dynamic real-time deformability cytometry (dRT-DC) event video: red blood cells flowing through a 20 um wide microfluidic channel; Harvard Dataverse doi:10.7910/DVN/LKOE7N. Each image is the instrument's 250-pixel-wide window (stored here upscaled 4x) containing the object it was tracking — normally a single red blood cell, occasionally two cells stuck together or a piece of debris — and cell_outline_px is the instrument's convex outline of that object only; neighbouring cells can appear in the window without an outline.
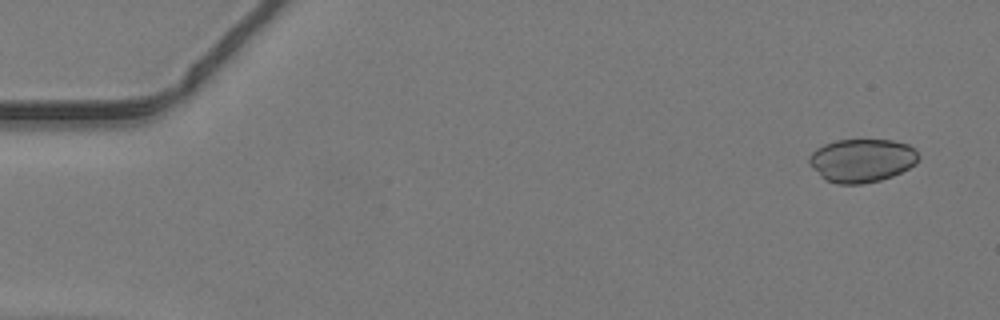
{"species": "common noctule bat (a hibernating species)", "species_latin": "Nyctalus noctula", "temperature_condition": "warm", "stored_images_in_passage": 47, "camera_frame_rate_fps": 3000, "um_per_image_px": 0.085, "animal": {"sex": "male", "body_mass_g": 19.2, "forearm_length_mm": 51.8}, "frame": {"image": 1, "passage_image": 2, "time_ms": 0.333, "image_size_px": [1000, 320], "cell_outline_px": [[920, 156], [916, 164], [892, 176], [880, 180], [860, 184], [836, 184], [820, 176], [812, 168], [808, 160], [808, 156], [816, 148], [824, 144], [836, 140], [892, 140], [908, 144], [916, 148]], "centroid_in_image_um": [73.27, 13.63], "position_along_channel_um": 11.7, "area_um2": 27.8}}
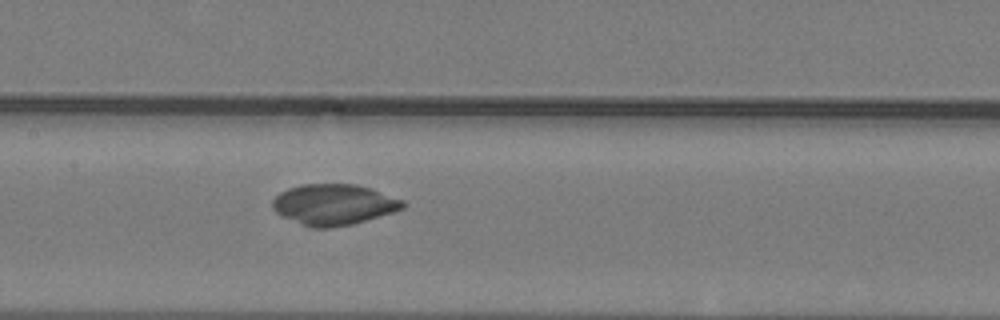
{"frame": {"image": 2, "passage_image": 23, "time_ms": 7.333, "image_size_px": [1000, 320], "cell_outline_px": [[408, 204], [404, 208], [392, 212], [352, 224], [328, 228], [316, 228], [304, 224], [284, 216], [276, 212], [272, 208], [272, 200], [280, 192], [288, 188], [300, 184], [356, 184], [404, 200]], "centroid_in_image_um": [28.37, 17.37], "position_along_channel_um": 179.0, "area_um2": 30.63}}
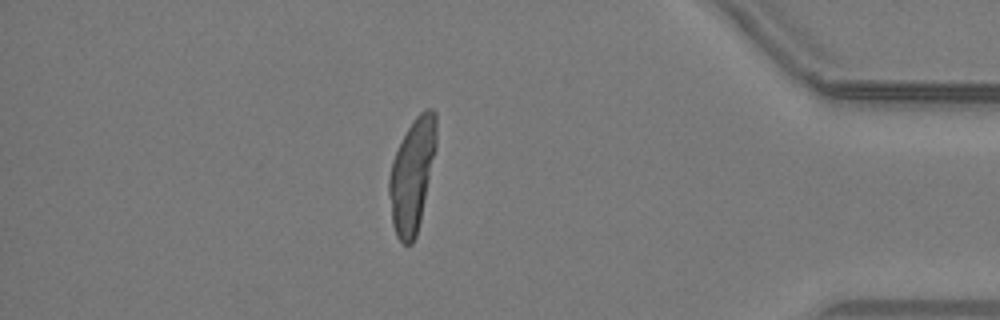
{"frame": {"image": 3, "passage_image": 41, "time_ms": 13.333, "image_size_px": [1000, 320], "cell_outline_px": [[436, 144], [420, 220], [416, 236], [412, 244], [404, 244], [396, 236], [392, 224], [388, 192], [388, 180], [392, 160], [408, 128], [416, 116], [420, 112], [428, 108], [432, 108], [436, 112]], "centroid_in_image_um": [35.01, 14.9], "position_along_channel_um": 400.2, "area_um2": 30.63}}